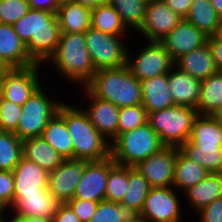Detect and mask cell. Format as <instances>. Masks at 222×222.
<instances>
[{"label":"cell","instance_id":"1","mask_svg":"<svg viewBox=\"0 0 222 222\" xmlns=\"http://www.w3.org/2000/svg\"><path fill=\"white\" fill-rule=\"evenodd\" d=\"M12 26L26 44L30 58L36 64L48 63L57 49L61 35L56 13L30 8Z\"/></svg>","mask_w":222,"mask_h":222},{"label":"cell","instance_id":"2","mask_svg":"<svg viewBox=\"0 0 222 222\" xmlns=\"http://www.w3.org/2000/svg\"><path fill=\"white\" fill-rule=\"evenodd\" d=\"M58 113L72 138L73 158L100 161L110 157V141L94 127L81 107L63 103Z\"/></svg>","mask_w":222,"mask_h":222},{"label":"cell","instance_id":"3","mask_svg":"<svg viewBox=\"0 0 222 222\" xmlns=\"http://www.w3.org/2000/svg\"><path fill=\"white\" fill-rule=\"evenodd\" d=\"M85 87L94 96L110 101L118 108L142 104L141 83L127 65L97 70Z\"/></svg>","mask_w":222,"mask_h":222},{"label":"cell","instance_id":"4","mask_svg":"<svg viewBox=\"0 0 222 222\" xmlns=\"http://www.w3.org/2000/svg\"><path fill=\"white\" fill-rule=\"evenodd\" d=\"M52 61L59 74L69 81L85 86L96 72L86 47L85 32L61 33Z\"/></svg>","mask_w":222,"mask_h":222},{"label":"cell","instance_id":"5","mask_svg":"<svg viewBox=\"0 0 222 222\" xmlns=\"http://www.w3.org/2000/svg\"><path fill=\"white\" fill-rule=\"evenodd\" d=\"M110 143L113 161L131 167L165 147L148 121L138 128L117 135Z\"/></svg>","mask_w":222,"mask_h":222},{"label":"cell","instance_id":"6","mask_svg":"<svg viewBox=\"0 0 222 222\" xmlns=\"http://www.w3.org/2000/svg\"><path fill=\"white\" fill-rule=\"evenodd\" d=\"M197 116V110L194 108L174 105L148 113L147 121L165 146L179 148L189 139Z\"/></svg>","mask_w":222,"mask_h":222},{"label":"cell","instance_id":"7","mask_svg":"<svg viewBox=\"0 0 222 222\" xmlns=\"http://www.w3.org/2000/svg\"><path fill=\"white\" fill-rule=\"evenodd\" d=\"M42 86L22 105V113L14 133L23 141L41 136L50 119L64 102L52 101Z\"/></svg>","mask_w":222,"mask_h":222},{"label":"cell","instance_id":"8","mask_svg":"<svg viewBox=\"0 0 222 222\" xmlns=\"http://www.w3.org/2000/svg\"><path fill=\"white\" fill-rule=\"evenodd\" d=\"M114 36L88 28L85 32L86 47L95 70L124 67L127 65V46Z\"/></svg>","mask_w":222,"mask_h":222},{"label":"cell","instance_id":"9","mask_svg":"<svg viewBox=\"0 0 222 222\" xmlns=\"http://www.w3.org/2000/svg\"><path fill=\"white\" fill-rule=\"evenodd\" d=\"M148 44L141 49L142 51L136 56V59L131 58V54L127 53V66L139 81L168 74L175 66L171 54L160 42H149Z\"/></svg>","mask_w":222,"mask_h":222},{"label":"cell","instance_id":"10","mask_svg":"<svg viewBox=\"0 0 222 222\" xmlns=\"http://www.w3.org/2000/svg\"><path fill=\"white\" fill-rule=\"evenodd\" d=\"M41 64L7 69L2 77L1 96L17 105L24 103L42 86L39 83Z\"/></svg>","mask_w":222,"mask_h":222},{"label":"cell","instance_id":"11","mask_svg":"<svg viewBox=\"0 0 222 222\" xmlns=\"http://www.w3.org/2000/svg\"><path fill=\"white\" fill-rule=\"evenodd\" d=\"M175 188L152 187L140 215L149 222H182L179 198Z\"/></svg>","mask_w":222,"mask_h":222},{"label":"cell","instance_id":"12","mask_svg":"<svg viewBox=\"0 0 222 222\" xmlns=\"http://www.w3.org/2000/svg\"><path fill=\"white\" fill-rule=\"evenodd\" d=\"M177 147L165 146L160 151L140 161L135 168L148 180L152 187L173 185Z\"/></svg>","mask_w":222,"mask_h":222},{"label":"cell","instance_id":"13","mask_svg":"<svg viewBox=\"0 0 222 222\" xmlns=\"http://www.w3.org/2000/svg\"><path fill=\"white\" fill-rule=\"evenodd\" d=\"M89 161L69 158L49 173L47 189L60 203H67L74 197L77 185Z\"/></svg>","mask_w":222,"mask_h":222},{"label":"cell","instance_id":"14","mask_svg":"<svg viewBox=\"0 0 222 222\" xmlns=\"http://www.w3.org/2000/svg\"><path fill=\"white\" fill-rule=\"evenodd\" d=\"M115 164L111 156L100 161H89L77 185L74 198L95 202L105 200L109 170Z\"/></svg>","mask_w":222,"mask_h":222},{"label":"cell","instance_id":"15","mask_svg":"<svg viewBox=\"0 0 222 222\" xmlns=\"http://www.w3.org/2000/svg\"><path fill=\"white\" fill-rule=\"evenodd\" d=\"M182 19L167 6L164 0H152L147 3L144 21L138 32L143 34L148 42H159Z\"/></svg>","mask_w":222,"mask_h":222},{"label":"cell","instance_id":"16","mask_svg":"<svg viewBox=\"0 0 222 222\" xmlns=\"http://www.w3.org/2000/svg\"><path fill=\"white\" fill-rule=\"evenodd\" d=\"M208 35L184 18L159 42L174 61L207 43Z\"/></svg>","mask_w":222,"mask_h":222},{"label":"cell","instance_id":"17","mask_svg":"<svg viewBox=\"0 0 222 222\" xmlns=\"http://www.w3.org/2000/svg\"><path fill=\"white\" fill-rule=\"evenodd\" d=\"M85 95L89 98V107L83 109L94 127L110 141L117 136L119 109L110 101L94 96L85 86Z\"/></svg>","mask_w":222,"mask_h":222},{"label":"cell","instance_id":"18","mask_svg":"<svg viewBox=\"0 0 222 222\" xmlns=\"http://www.w3.org/2000/svg\"><path fill=\"white\" fill-rule=\"evenodd\" d=\"M0 63L8 69L26 68L36 64L30 58L26 44L10 24L0 23Z\"/></svg>","mask_w":222,"mask_h":222},{"label":"cell","instance_id":"19","mask_svg":"<svg viewBox=\"0 0 222 222\" xmlns=\"http://www.w3.org/2000/svg\"><path fill=\"white\" fill-rule=\"evenodd\" d=\"M60 202L54 198L48 189L38 194L14 195V202L10 206L14 215L23 217H41L52 220Z\"/></svg>","mask_w":222,"mask_h":222},{"label":"cell","instance_id":"20","mask_svg":"<svg viewBox=\"0 0 222 222\" xmlns=\"http://www.w3.org/2000/svg\"><path fill=\"white\" fill-rule=\"evenodd\" d=\"M201 82L174 66L167 74V84L174 105L196 109L200 98Z\"/></svg>","mask_w":222,"mask_h":222},{"label":"cell","instance_id":"21","mask_svg":"<svg viewBox=\"0 0 222 222\" xmlns=\"http://www.w3.org/2000/svg\"><path fill=\"white\" fill-rule=\"evenodd\" d=\"M49 173L25 158L13 170L14 195L38 194L47 189Z\"/></svg>","mask_w":222,"mask_h":222},{"label":"cell","instance_id":"22","mask_svg":"<svg viewBox=\"0 0 222 222\" xmlns=\"http://www.w3.org/2000/svg\"><path fill=\"white\" fill-rule=\"evenodd\" d=\"M175 67L201 81L218 72L208 42L178 58Z\"/></svg>","mask_w":222,"mask_h":222},{"label":"cell","instance_id":"23","mask_svg":"<svg viewBox=\"0 0 222 222\" xmlns=\"http://www.w3.org/2000/svg\"><path fill=\"white\" fill-rule=\"evenodd\" d=\"M142 105L147 114L174 106L167 84V74L140 81Z\"/></svg>","mask_w":222,"mask_h":222},{"label":"cell","instance_id":"24","mask_svg":"<svg viewBox=\"0 0 222 222\" xmlns=\"http://www.w3.org/2000/svg\"><path fill=\"white\" fill-rule=\"evenodd\" d=\"M56 16L61 33H83L91 27V8L71 0H62Z\"/></svg>","mask_w":222,"mask_h":222},{"label":"cell","instance_id":"25","mask_svg":"<svg viewBox=\"0 0 222 222\" xmlns=\"http://www.w3.org/2000/svg\"><path fill=\"white\" fill-rule=\"evenodd\" d=\"M23 158L36 163L50 173L62 164L64 158L41 136L23 140Z\"/></svg>","mask_w":222,"mask_h":222},{"label":"cell","instance_id":"26","mask_svg":"<svg viewBox=\"0 0 222 222\" xmlns=\"http://www.w3.org/2000/svg\"><path fill=\"white\" fill-rule=\"evenodd\" d=\"M184 194L198 213L203 207L222 197V173H209L204 180L186 189Z\"/></svg>","mask_w":222,"mask_h":222},{"label":"cell","instance_id":"27","mask_svg":"<svg viewBox=\"0 0 222 222\" xmlns=\"http://www.w3.org/2000/svg\"><path fill=\"white\" fill-rule=\"evenodd\" d=\"M188 141L195 147H222L220 121L211 115H198L193 122Z\"/></svg>","mask_w":222,"mask_h":222},{"label":"cell","instance_id":"28","mask_svg":"<svg viewBox=\"0 0 222 222\" xmlns=\"http://www.w3.org/2000/svg\"><path fill=\"white\" fill-rule=\"evenodd\" d=\"M64 159L73 158V143L64 118L57 112L41 135Z\"/></svg>","mask_w":222,"mask_h":222},{"label":"cell","instance_id":"29","mask_svg":"<svg viewBox=\"0 0 222 222\" xmlns=\"http://www.w3.org/2000/svg\"><path fill=\"white\" fill-rule=\"evenodd\" d=\"M206 35L217 34L221 17L211 5L210 0H193L187 16L184 18Z\"/></svg>","mask_w":222,"mask_h":222},{"label":"cell","instance_id":"30","mask_svg":"<svg viewBox=\"0 0 222 222\" xmlns=\"http://www.w3.org/2000/svg\"><path fill=\"white\" fill-rule=\"evenodd\" d=\"M91 28L114 36H123L128 28L108 2L91 9Z\"/></svg>","mask_w":222,"mask_h":222},{"label":"cell","instance_id":"31","mask_svg":"<svg viewBox=\"0 0 222 222\" xmlns=\"http://www.w3.org/2000/svg\"><path fill=\"white\" fill-rule=\"evenodd\" d=\"M209 172L195 161L189 160L180 151L177 152L173 185L176 189L185 191L190 186H193L204 180Z\"/></svg>","mask_w":222,"mask_h":222},{"label":"cell","instance_id":"32","mask_svg":"<svg viewBox=\"0 0 222 222\" xmlns=\"http://www.w3.org/2000/svg\"><path fill=\"white\" fill-rule=\"evenodd\" d=\"M179 151L209 173H222V147H195L187 140L179 147Z\"/></svg>","mask_w":222,"mask_h":222},{"label":"cell","instance_id":"33","mask_svg":"<svg viewBox=\"0 0 222 222\" xmlns=\"http://www.w3.org/2000/svg\"><path fill=\"white\" fill-rule=\"evenodd\" d=\"M222 104V72L202 80L200 98L197 103L198 115H211Z\"/></svg>","mask_w":222,"mask_h":222},{"label":"cell","instance_id":"34","mask_svg":"<svg viewBox=\"0 0 222 222\" xmlns=\"http://www.w3.org/2000/svg\"><path fill=\"white\" fill-rule=\"evenodd\" d=\"M141 217L140 211L122 203L103 200L89 222H135Z\"/></svg>","mask_w":222,"mask_h":222},{"label":"cell","instance_id":"35","mask_svg":"<svg viewBox=\"0 0 222 222\" xmlns=\"http://www.w3.org/2000/svg\"><path fill=\"white\" fill-rule=\"evenodd\" d=\"M23 141L14 133L0 131V170L13 171L23 157Z\"/></svg>","mask_w":222,"mask_h":222},{"label":"cell","instance_id":"36","mask_svg":"<svg viewBox=\"0 0 222 222\" xmlns=\"http://www.w3.org/2000/svg\"><path fill=\"white\" fill-rule=\"evenodd\" d=\"M107 2L118 12L128 29L138 31L141 28L147 2L144 0H107Z\"/></svg>","mask_w":222,"mask_h":222},{"label":"cell","instance_id":"37","mask_svg":"<svg viewBox=\"0 0 222 222\" xmlns=\"http://www.w3.org/2000/svg\"><path fill=\"white\" fill-rule=\"evenodd\" d=\"M150 188L137 168L129 166V185L121 203L141 211Z\"/></svg>","mask_w":222,"mask_h":222},{"label":"cell","instance_id":"38","mask_svg":"<svg viewBox=\"0 0 222 222\" xmlns=\"http://www.w3.org/2000/svg\"><path fill=\"white\" fill-rule=\"evenodd\" d=\"M129 185V166L115 164L107 180L105 200L121 203Z\"/></svg>","mask_w":222,"mask_h":222},{"label":"cell","instance_id":"39","mask_svg":"<svg viewBox=\"0 0 222 222\" xmlns=\"http://www.w3.org/2000/svg\"><path fill=\"white\" fill-rule=\"evenodd\" d=\"M148 114L142 104L121 107L118 116L117 135L138 128L147 122Z\"/></svg>","mask_w":222,"mask_h":222},{"label":"cell","instance_id":"40","mask_svg":"<svg viewBox=\"0 0 222 222\" xmlns=\"http://www.w3.org/2000/svg\"><path fill=\"white\" fill-rule=\"evenodd\" d=\"M22 106L0 95V131L14 132L17 129Z\"/></svg>","mask_w":222,"mask_h":222},{"label":"cell","instance_id":"41","mask_svg":"<svg viewBox=\"0 0 222 222\" xmlns=\"http://www.w3.org/2000/svg\"><path fill=\"white\" fill-rule=\"evenodd\" d=\"M29 9L27 0H0V23L13 25Z\"/></svg>","mask_w":222,"mask_h":222},{"label":"cell","instance_id":"42","mask_svg":"<svg viewBox=\"0 0 222 222\" xmlns=\"http://www.w3.org/2000/svg\"><path fill=\"white\" fill-rule=\"evenodd\" d=\"M98 203L99 202L90 200L76 199L74 197L67 202L81 222L90 221L93 214L96 212Z\"/></svg>","mask_w":222,"mask_h":222},{"label":"cell","instance_id":"43","mask_svg":"<svg viewBox=\"0 0 222 222\" xmlns=\"http://www.w3.org/2000/svg\"><path fill=\"white\" fill-rule=\"evenodd\" d=\"M0 198L12 206L14 202L13 171L0 170Z\"/></svg>","mask_w":222,"mask_h":222},{"label":"cell","instance_id":"44","mask_svg":"<svg viewBox=\"0 0 222 222\" xmlns=\"http://www.w3.org/2000/svg\"><path fill=\"white\" fill-rule=\"evenodd\" d=\"M200 222H222V197L198 211Z\"/></svg>","mask_w":222,"mask_h":222},{"label":"cell","instance_id":"45","mask_svg":"<svg viewBox=\"0 0 222 222\" xmlns=\"http://www.w3.org/2000/svg\"><path fill=\"white\" fill-rule=\"evenodd\" d=\"M51 222H81L67 203H60Z\"/></svg>","mask_w":222,"mask_h":222},{"label":"cell","instance_id":"46","mask_svg":"<svg viewBox=\"0 0 222 222\" xmlns=\"http://www.w3.org/2000/svg\"><path fill=\"white\" fill-rule=\"evenodd\" d=\"M207 42L218 72H222V40L216 35L208 36Z\"/></svg>","mask_w":222,"mask_h":222},{"label":"cell","instance_id":"47","mask_svg":"<svg viewBox=\"0 0 222 222\" xmlns=\"http://www.w3.org/2000/svg\"><path fill=\"white\" fill-rule=\"evenodd\" d=\"M31 9L46 10L56 13L62 0H27Z\"/></svg>","mask_w":222,"mask_h":222},{"label":"cell","instance_id":"48","mask_svg":"<svg viewBox=\"0 0 222 222\" xmlns=\"http://www.w3.org/2000/svg\"><path fill=\"white\" fill-rule=\"evenodd\" d=\"M164 2L173 12H176L182 18H185L190 10L193 0H164Z\"/></svg>","mask_w":222,"mask_h":222},{"label":"cell","instance_id":"49","mask_svg":"<svg viewBox=\"0 0 222 222\" xmlns=\"http://www.w3.org/2000/svg\"><path fill=\"white\" fill-rule=\"evenodd\" d=\"M8 222V220H6ZM10 222H51V220L47 218H41V217H20V216H13Z\"/></svg>","mask_w":222,"mask_h":222},{"label":"cell","instance_id":"50","mask_svg":"<svg viewBox=\"0 0 222 222\" xmlns=\"http://www.w3.org/2000/svg\"><path fill=\"white\" fill-rule=\"evenodd\" d=\"M71 1L81 4L83 6H87L91 9L107 2V0H71Z\"/></svg>","mask_w":222,"mask_h":222},{"label":"cell","instance_id":"51","mask_svg":"<svg viewBox=\"0 0 222 222\" xmlns=\"http://www.w3.org/2000/svg\"><path fill=\"white\" fill-rule=\"evenodd\" d=\"M210 2L217 14L222 18V0H210Z\"/></svg>","mask_w":222,"mask_h":222},{"label":"cell","instance_id":"52","mask_svg":"<svg viewBox=\"0 0 222 222\" xmlns=\"http://www.w3.org/2000/svg\"><path fill=\"white\" fill-rule=\"evenodd\" d=\"M211 116L218 121H222V104L214 110Z\"/></svg>","mask_w":222,"mask_h":222},{"label":"cell","instance_id":"53","mask_svg":"<svg viewBox=\"0 0 222 222\" xmlns=\"http://www.w3.org/2000/svg\"><path fill=\"white\" fill-rule=\"evenodd\" d=\"M9 205L0 198V217H3L1 214L3 213L2 211H4V209H7Z\"/></svg>","mask_w":222,"mask_h":222},{"label":"cell","instance_id":"54","mask_svg":"<svg viewBox=\"0 0 222 222\" xmlns=\"http://www.w3.org/2000/svg\"><path fill=\"white\" fill-rule=\"evenodd\" d=\"M216 36L222 40V18Z\"/></svg>","mask_w":222,"mask_h":222},{"label":"cell","instance_id":"55","mask_svg":"<svg viewBox=\"0 0 222 222\" xmlns=\"http://www.w3.org/2000/svg\"><path fill=\"white\" fill-rule=\"evenodd\" d=\"M4 72H0V95H1V84H2V77Z\"/></svg>","mask_w":222,"mask_h":222},{"label":"cell","instance_id":"56","mask_svg":"<svg viewBox=\"0 0 222 222\" xmlns=\"http://www.w3.org/2000/svg\"><path fill=\"white\" fill-rule=\"evenodd\" d=\"M135 222H149L148 220H146V219H144V218H142V217H140L137 221H135Z\"/></svg>","mask_w":222,"mask_h":222},{"label":"cell","instance_id":"57","mask_svg":"<svg viewBox=\"0 0 222 222\" xmlns=\"http://www.w3.org/2000/svg\"><path fill=\"white\" fill-rule=\"evenodd\" d=\"M8 68H5L2 66V64L0 63V72H5Z\"/></svg>","mask_w":222,"mask_h":222},{"label":"cell","instance_id":"58","mask_svg":"<svg viewBox=\"0 0 222 222\" xmlns=\"http://www.w3.org/2000/svg\"><path fill=\"white\" fill-rule=\"evenodd\" d=\"M0 222H6V219L4 217H0Z\"/></svg>","mask_w":222,"mask_h":222}]
</instances>
